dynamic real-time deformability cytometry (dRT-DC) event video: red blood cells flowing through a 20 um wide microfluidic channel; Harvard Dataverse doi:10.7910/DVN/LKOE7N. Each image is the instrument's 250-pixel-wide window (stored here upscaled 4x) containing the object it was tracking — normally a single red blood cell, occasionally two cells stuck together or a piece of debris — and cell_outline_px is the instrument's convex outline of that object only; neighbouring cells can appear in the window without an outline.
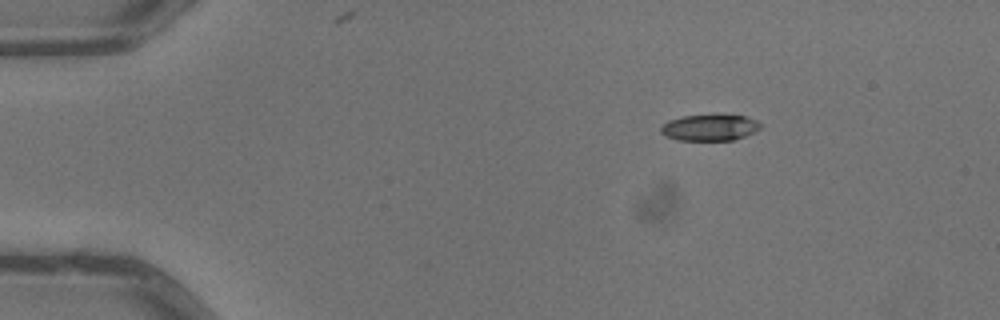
{"species": "common noctule bat (a hibernating species)", "species_latin": "Nyctalus noctula", "temperature_condition": "warm", "stored_images_in_passage": 3, "camera_frame_rate_fps": 3000, "um_per_image_px": 0.085, "animal": {"sex": "male", "body_mass_g": 13.3}, "frame": {"image": 1, "passage_image": 1, "time_ms": 0.0, "image_size_px": [1000, 320], "cell_outline_px": [[764, 124], [756, 132], [732, 140], [676, 140], [664, 136], [660, 132], [660, 128], [668, 120], [684, 116], [744, 116], [756, 120]], "centroid_in_image_um": [60.33, 10.86], "position_along_channel_um": 24.7, "area_um2": 15.09}}
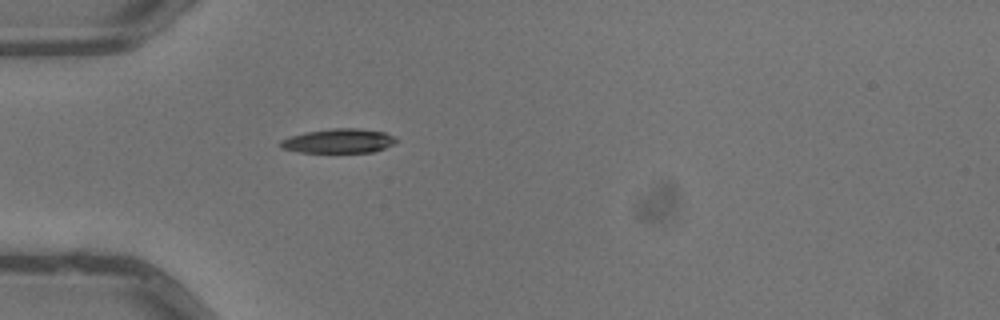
{"frame": {"image": 2, "passage_image": 3, "time_ms": 0.667, "image_size_px": [1000, 320], "cell_outline_px": [[400, 140], [376, 152], [296, 152], [280, 148], [280, 140], [288, 136], [304, 132], [332, 128], [360, 128], [384, 132], [396, 136]], "centroid_in_image_um": [28.78, 11.97], "position_along_channel_um": 56.2, "area_um2": 16.7}}